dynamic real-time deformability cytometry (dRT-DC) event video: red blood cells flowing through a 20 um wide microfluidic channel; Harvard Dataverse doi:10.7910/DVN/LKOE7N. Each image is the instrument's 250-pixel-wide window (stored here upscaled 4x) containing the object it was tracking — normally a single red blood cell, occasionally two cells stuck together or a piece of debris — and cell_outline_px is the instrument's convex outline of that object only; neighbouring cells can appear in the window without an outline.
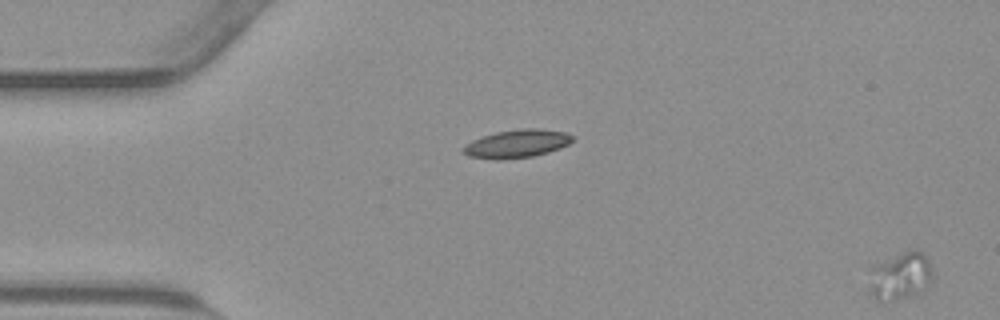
{"species": "common noctule bat (a hibernating species)", "species_latin": "Nyctalus noctula", "temperature_condition": "warm", "stored_images_in_passage": 11, "camera_frame_rate_fps": 3000, "um_per_image_px": 0.085, "animal": {"sex": "male", "body_mass_g": 23.1, "forearm_length_mm": 52.7}, "frame": {"image": 1, "passage_image": 1, "time_ms": 0.0, "image_size_px": [1000, 320], "cell_outline_px": [[932, 280], [916, 292], [892, 300], [876, 300], [868, 288], [868, 268], [872, 264], [900, 252], [924, 252], [932, 268]], "centroid_in_image_um": [76.43, 23.42], "position_along_channel_um": 8.6, "area_um2": 17.46}}